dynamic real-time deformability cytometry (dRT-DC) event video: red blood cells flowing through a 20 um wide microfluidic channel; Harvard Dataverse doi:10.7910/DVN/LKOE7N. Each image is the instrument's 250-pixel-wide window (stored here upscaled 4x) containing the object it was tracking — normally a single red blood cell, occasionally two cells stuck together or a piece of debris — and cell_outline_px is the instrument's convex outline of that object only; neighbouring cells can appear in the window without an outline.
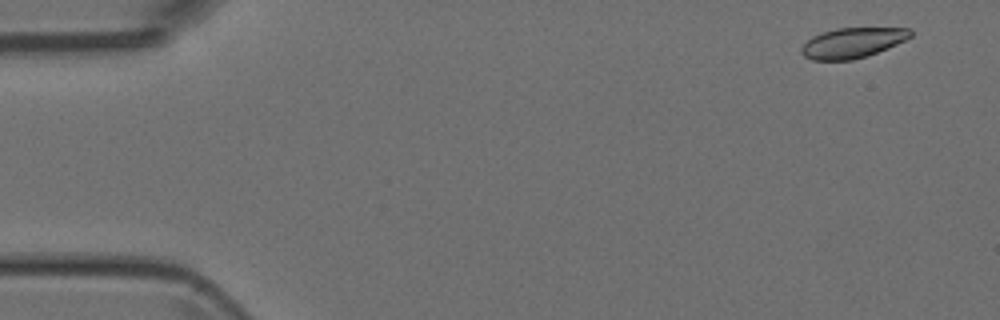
{"species": "Egyptian fruit bat (a non-hibernating species)", "species_latin": "Rousettus aegyptiacus", "temperature_condition": "room temperature", "stored_images_in_passage": 4, "camera_frame_rate_fps": 3000, "um_per_image_px": 0.085, "animal": {"sex": "female"}, "frame": {"image": 1, "passage_image": 1, "time_ms": 0.0, "image_size_px": [1000, 320], "cell_outline_px": [[912, 36], [888, 48], [852, 60], [812, 60], [804, 56], [800, 52], [800, 48], [812, 36], [836, 28], [908, 28], [912, 32]], "centroid_in_image_um": [72.43, 3.64], "position_along_channel_um": 12.6, "area_um2": 18.96}}
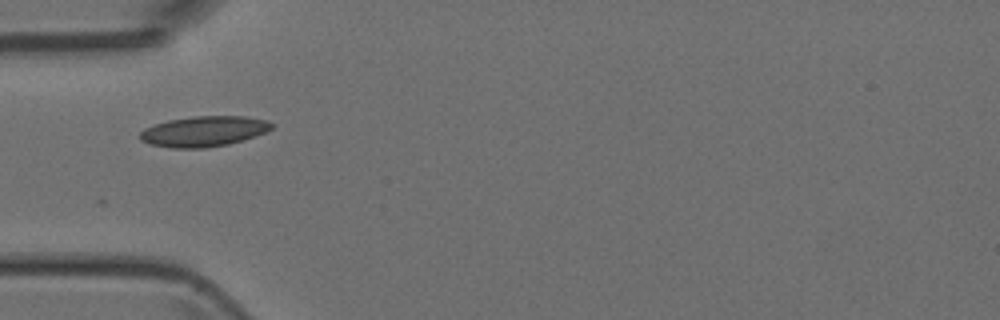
{"frame": {"image": 2, "passage_image": 4, "time_ms": 4.333, "image_size_px": [1000, 320], "cell_outline_px": [[276, 124], [272, 128], [264, 132], [228, 144], [204, 148], [172, 148], [148, 144], [140, 140], [140, 132], [144, 128], [168, 120], [192, 116], [244, 116], [268, 120]], "centroid_in_image_um": [17.3, 11.16], "position_along_channel_um": 67.7, "area_um2": 23.29}}